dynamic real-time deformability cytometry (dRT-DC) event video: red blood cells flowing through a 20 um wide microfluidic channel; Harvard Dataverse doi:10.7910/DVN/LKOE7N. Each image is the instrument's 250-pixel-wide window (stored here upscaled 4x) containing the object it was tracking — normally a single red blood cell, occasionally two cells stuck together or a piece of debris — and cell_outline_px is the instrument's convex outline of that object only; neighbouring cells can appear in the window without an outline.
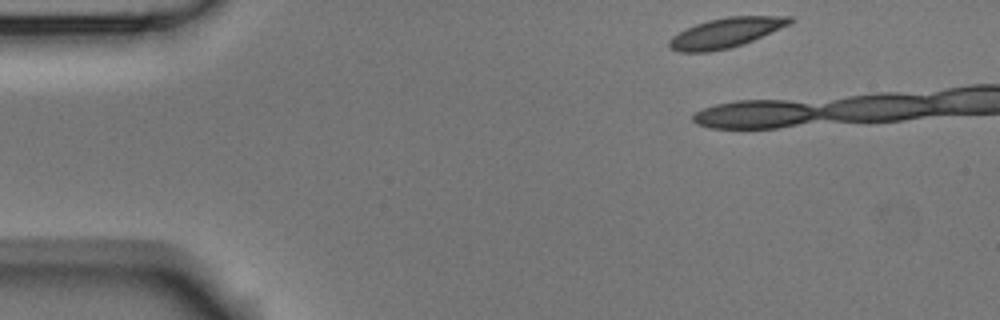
{"species": "Egyptian fruit bat (a non-hibernating species)", "species_latin": "Rousettus aegyptiacus", "temperature_condition": "room temperature", "stored_images_in_passage": 4, "camera_frame_rate_fps": 3000, "um_per_image_px": 0.085, "animal": {"sex": "male"}, "frame": {"image": 1, "passage_image": 1, "time_ms": 0.0, "image_size_px": [1000, 320], "cell_outline_px": [[792, 20], [788, 24], [752, 40], [728, 48], [708, 52], [680, 52], [672, 48], [668, 44], [668, 40], [672, 36], [696, 24], [708, 20], [728, 16], [792, 16]], "centroid_in_image_um": [61.65, 2.78], "position_along_channel_um": 23.4, "area_um2": 20.35}}